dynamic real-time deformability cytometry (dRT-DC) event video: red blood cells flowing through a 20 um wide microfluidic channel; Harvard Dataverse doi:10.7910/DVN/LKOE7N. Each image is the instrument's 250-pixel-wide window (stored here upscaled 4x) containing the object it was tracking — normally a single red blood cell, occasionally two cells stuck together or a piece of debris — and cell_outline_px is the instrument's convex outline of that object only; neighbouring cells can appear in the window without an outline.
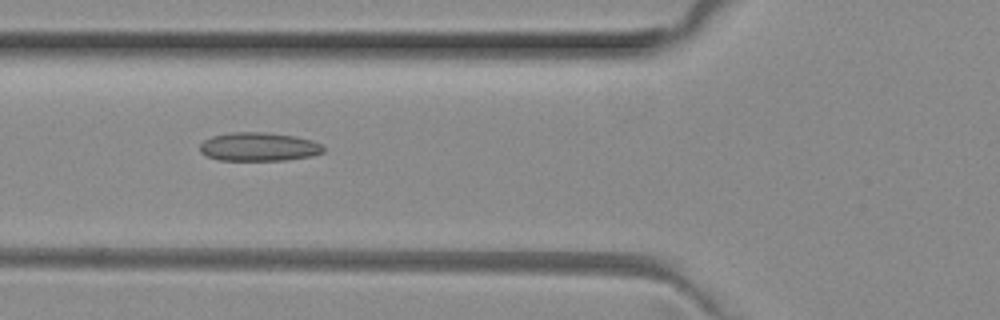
{"species": "common noctule bat (a hibernating species)", "species_latin": "Nyctalus noctula", "temperature_condition": "room temperature", "stored_images_in_passage": 9, "camera_frame_rate_fps": 3000, "um_per_image_px": 0.085, "animal": {"sex": "female", "body_mass_g": 29.2, "forearm_length_mm": 56.3}, "frame": {"image": 1, "passage_image": 6, "time_ms": 1.667, "image_size_px": [1000, 320], "cell_outline_px": [[324, 152], [312, 156], [284, 160], [216, 160], [204, 156], [200, 152], [200, 144], [204, 140], [212, 136], [228, 132], [264, 132], [296, 136], [312, 140], [320, 144], [324, 148]], "centroid_in_image_um": [21.96, 12.47], "position_along_channel_um": 103.8, "area_um2": 20.81}}
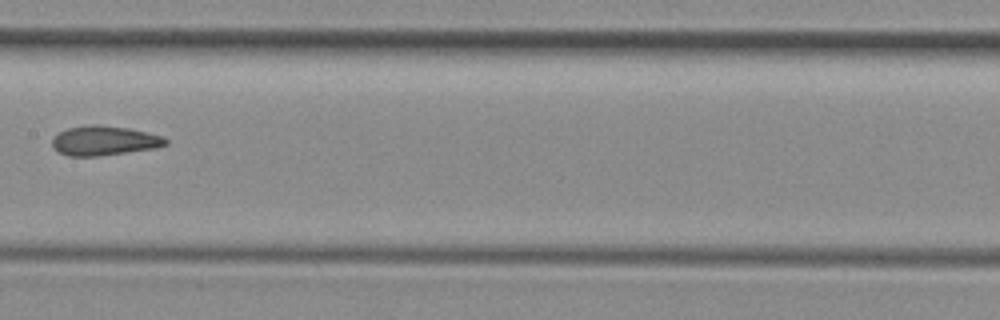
{"frame": {"image": 2, "passage_image": 8, "time_ms": 2.333, "image_size_px": [1000, 320], "cell_outline_px": [[168, 144], [156, 148], [100, 156], [68, 156], [56, 152], [52, 148], [52, 140], [60, 132], [68, 128], [88, 124], [96, 124], [128, 128], [164, 136], [168, 140]], "centroid_in_image_um": [8.86, 11.96], "position_along_channel_um": 198.5, "area_um2": 19.71}}
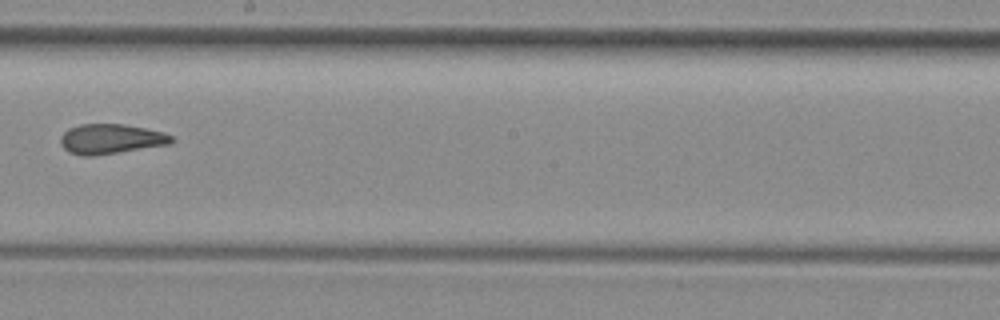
{"frame": {"image": 3, "passage_image": 9, "time_ms": 2.667, "image_size_px": [1000, 320], "cell_outline_px": [[176, 140], [168, 144], [92, 156], [80, 156], [68, 152], [60, 144], [60, 136], [68, 128], [80, 124], [124, 124], [164, 132], [172, 136]], "centroid_in_image_um": [9.38, 11.81], "position_along_channel_um": 238.8, "area_um2": 19.31}}